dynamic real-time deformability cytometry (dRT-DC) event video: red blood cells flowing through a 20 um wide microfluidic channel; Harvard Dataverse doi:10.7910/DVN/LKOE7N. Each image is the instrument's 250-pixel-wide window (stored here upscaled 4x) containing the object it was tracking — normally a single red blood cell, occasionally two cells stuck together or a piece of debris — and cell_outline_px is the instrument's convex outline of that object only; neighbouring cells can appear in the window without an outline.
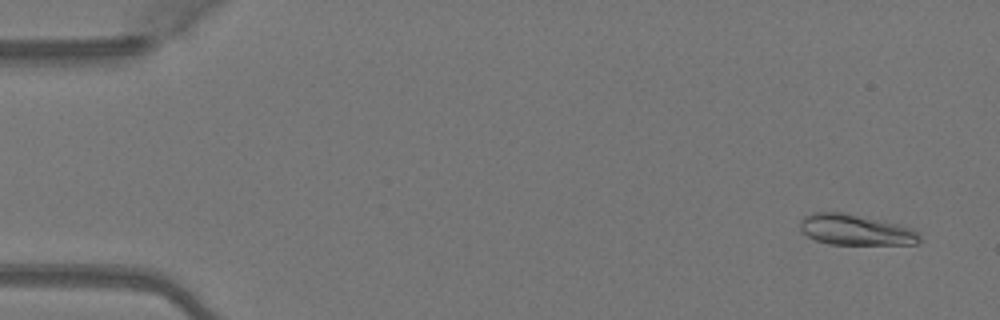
{"species": "Egyptian fruit bat (a non-hibernating species)", "species_latin": "Rousettus aegyptiacus", "temperature_condition": "warm", "stored_images_in_passage": 51, "segment_of_instrument_passage": [1, 2], "camera_frame_rate_fps": 3000, "um_per_image_px": 0.085, "animal": {"sex": "female"}, "frame": {"image": 1, "passage_image": 3, "time_ms": 0.667, "image_size_px": [1000, 320], "cell_outline_px": [[920, 240], [916, 244], [828, 244], [816, 240], [808, 236], [800, 228], [800, 220], [804, 216], [812, 212], [840, 212], [880, 220], [912, 228], [920, 236]], "centroid_in_image_um": [72.69, 19.54], "position_along_channel_um": 12.3, "area_um2": 21.1}}
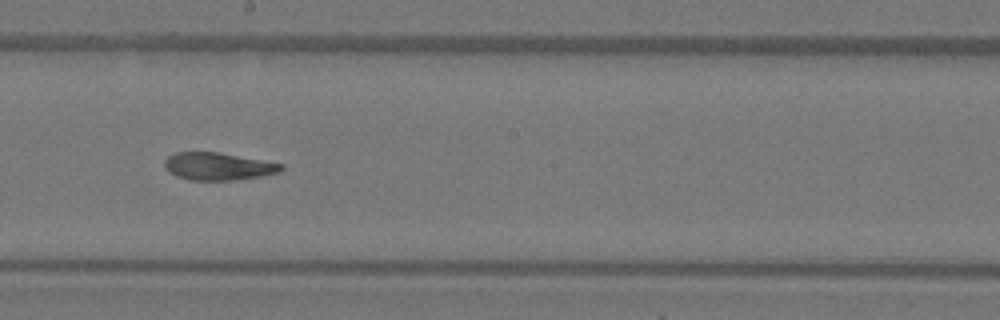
{"frame": {"image": 2, "passage_image": 28, "time_ms": 9.0, "image_size_px": [1000, 320], "cell_outline_px": [[284, 168], [280, 172], [260, 176], [236, 180], [188, 180], [176, 176], [168, 172], [164, 168], [164, 160], [168, 156], [176, 152], [220, 152], [284, 164]], "centroid_in_image_um": [18.52, 14.14], "position_along_channel_um": 229.7, "area_um2": 18.9}}
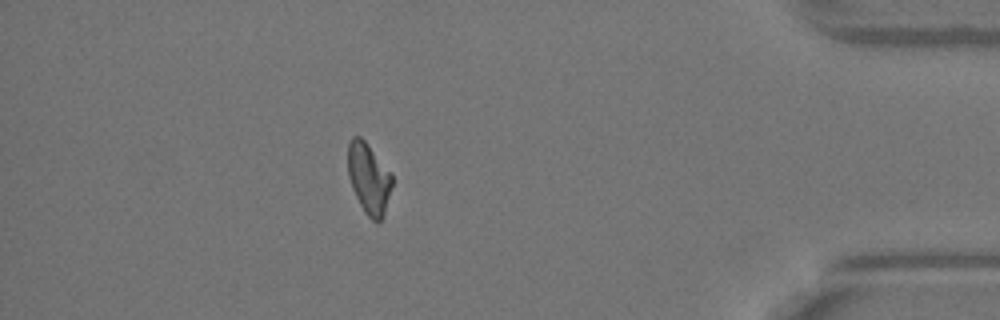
{"frame": {"image": 3, "passage_image": 44, "time_ms": 14.333, "image_size_px": [1000, 320], "cell_outline_px": [[392, 184], [384, 216], [376, 224], [364, 212], [352, 188], [348, 176], [348, 144], [352, 136], [360, 136], [364, 140], [392, 172]], "centroid_in_image_um": [31.35, 15.17], "position_along_channel_um": 403.8, "area_um2": 18.32}}